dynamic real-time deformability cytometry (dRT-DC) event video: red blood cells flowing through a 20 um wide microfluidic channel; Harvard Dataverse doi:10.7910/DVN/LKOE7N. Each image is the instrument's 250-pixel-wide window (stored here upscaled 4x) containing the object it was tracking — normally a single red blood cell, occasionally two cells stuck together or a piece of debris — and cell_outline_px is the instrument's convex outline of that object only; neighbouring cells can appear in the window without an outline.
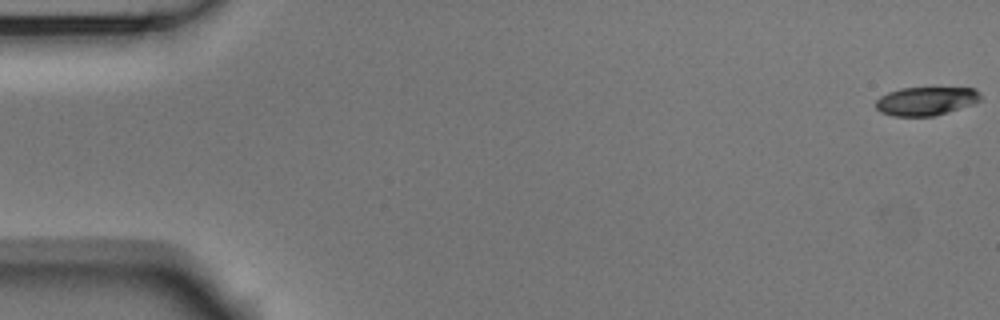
{"species": "Egyptian fruit bat (a non-hibernating species)", "species_latin": "Rousettus aegyptiacus", "temperature_condition": "room temperature", "stored_images_in_passage": 53, "camera_frame_rate_fps": 3000, "um_per_image_px": 0.085, "animal": {"sex": "male"}, "frame": {"image": 1, "passage_image": 1, "time_ms": 0.0, "image_size_px": [1000, 320], "cell_outline_px": [[980, 100], [972, 104], [948, 112], [932, 116], [892, 116], [880, 112], [876, 108], [876, 100], [880, 96], [888, 92], [900, 88], [976, 88], [980, 92]], "centroid_in_image_um": [78.68, 8.59], "position_along_channel_um": 6.3, "area_um2": 17.4}}
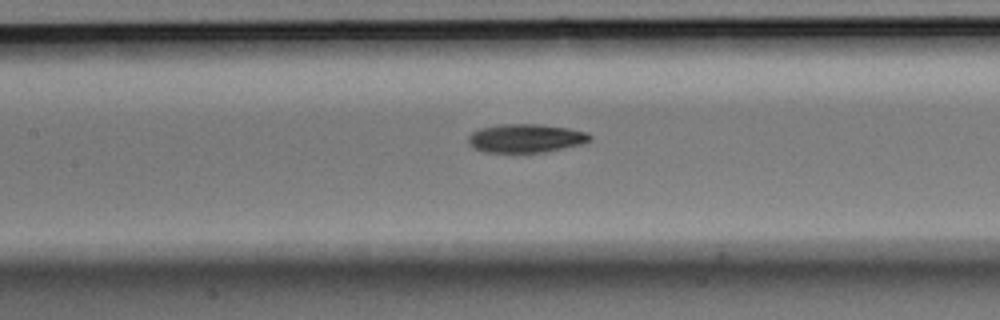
{"frame": {"image": 2, "passage_image": 25, "time_ms": 8.0, "image_size_px": [1000, 320], "cell_outline_px": [[592, 140], [580, 144], [544, 152], [484, 152], [472, 148], [468, 144], [468, 136], [472, 132], [480, 128], [496, 124], [540, 124], [568, 128], [588, 132], [592, 136]], "centroid_in_image_um": [44.66, 11.74], "position_along_channel_um": 162.7, "area_um2": 20.4}}
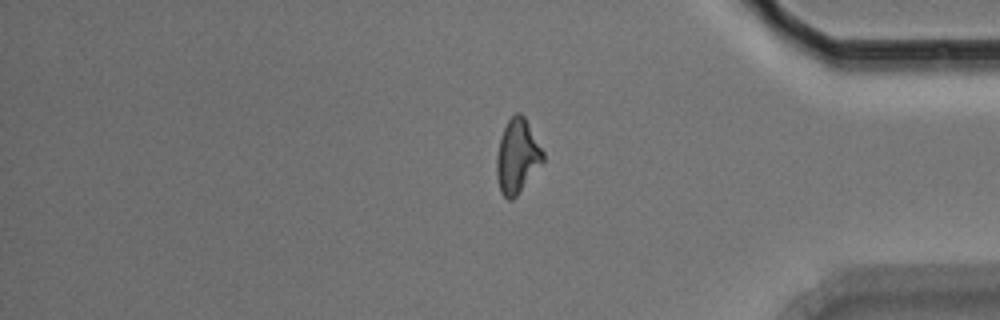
{"frame": {"image": 3, "passage_image": 45, "time_ms": 14.667, "image_size_px": [1000, 320], "cell_outline_px": [[544, 160], [516, 196], [512, 200], [508, 200], [500, 192], [496, 176], [496, 156], [500, 140], [504, 128], [508, 120], [516, 112], [520, 112], [524, 116], [544, 152]], "centroid_in_image_um": [43.95, 13.28], "position_along_channel_um": 391.3, "area_um2": 19.83}, "authors_computed_cell_mechanics": {"area_um2": 19.652, "velocity_mm_per_s": 3.7596, "shape_relaxation_time_tau1_ms": 4.1265, "shape_relaxation_time_tau2_ms": 7.376, "deformation_change_tau1": 0.142, "deformation_change_tau2": 0.1609}}